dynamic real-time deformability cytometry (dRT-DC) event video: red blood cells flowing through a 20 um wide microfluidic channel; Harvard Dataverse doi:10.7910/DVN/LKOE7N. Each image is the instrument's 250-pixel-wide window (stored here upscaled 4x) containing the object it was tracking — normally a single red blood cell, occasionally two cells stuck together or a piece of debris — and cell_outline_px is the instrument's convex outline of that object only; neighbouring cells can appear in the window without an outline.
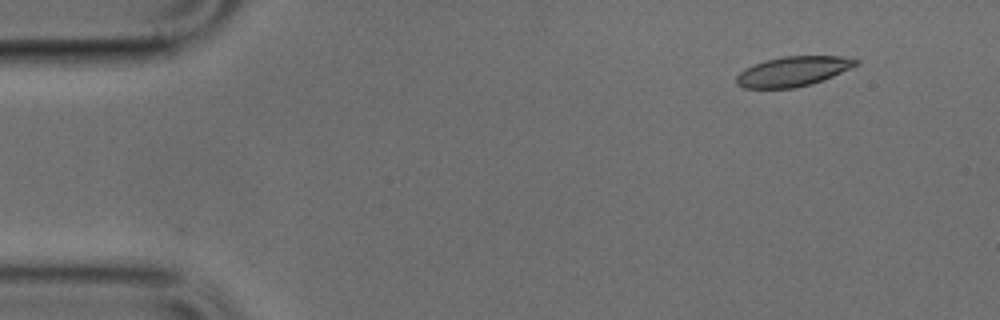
{"species": "common noctule bat (a hibernating species)", "species_latin": "Nyctalus noctula", "temperature_condition": "cold", "stored_images_in_passage": 46, "camera_frame_rate_fps": 3000, "um_per_image_px": 0.085, "animal": {"sex": "male", "body_mass_g": 17.9, "forearm_length_mm": 54.2}, "frame": {"image": 1, "passage_image": 1, "time_ms": 0.0, "image_size_px": [1000, 320], "cell_outline_px": [[860, 64], [832, 76], [812, 84], [796, 88], [744, 88], [736, 84], [736, 76], [744, 68], [764, 60], [784, 56], [840, 56], [860, 60]], "centroid_in_image_um": [67.4, 6.06], "position_along_channel_um": 17.6, "area_um2": 20.87}}
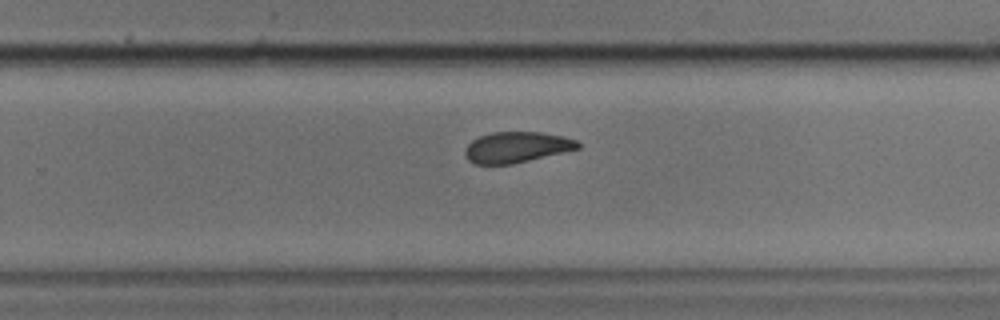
{"frame": {"image": 2, "passage_image": 28, "time_ms": 9.0, "image_size_px": [1000, 320], "cell_outline_px": [[580, 148], [512, 164], [476, 164], [468, 160], [464, 152], [464, 148], [472, 140], [480, 136], [492, 132], [540, 132], [564, 136], [576, 140], [580, 144]], "centroid_in_image_um": [43.89, 12.51], "position_along_channel_um": 285.9, "area_um2": 20.17}}
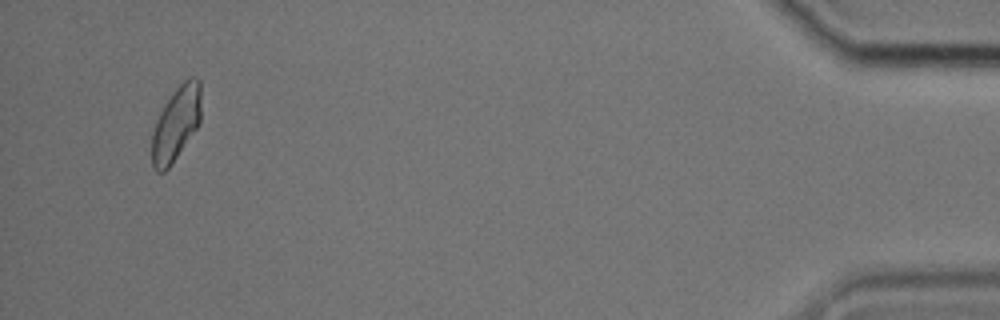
{"frame": {"image": 3, "passage_image": 44, "time_ms": 14.333, "image_size_px": [1000, 320], "cell_outline_px": [[200, 124], [168, 168], [164, 172], [156, 172], [152, 164], [152, 132], [156, 120], [164, 104], [172, 92], [188, 76], [196, 76], [200, 80]], "centroid_in_image_um": [14.97, 10.48], "position_along_channel_um": 420.2, "area_um2": 21.33}}